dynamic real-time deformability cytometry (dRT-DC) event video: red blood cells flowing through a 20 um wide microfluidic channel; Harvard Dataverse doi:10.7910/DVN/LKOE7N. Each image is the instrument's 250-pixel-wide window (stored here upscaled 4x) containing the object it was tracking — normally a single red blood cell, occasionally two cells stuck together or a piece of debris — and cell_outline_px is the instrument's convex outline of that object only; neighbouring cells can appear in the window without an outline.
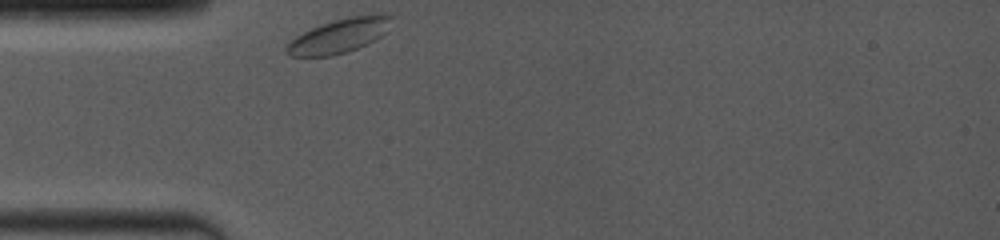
{"species": "common noctule bat (a hibernating species)", "species_latin": "Nyctalus noctula", "temperature_condition": "room temperature", "stored_images_in_passage": 4, "camera_frame_rate_fps": 4000, "um_per_image_px": 0.085, "animal": {"sex": "female", "body_mass_g": 19.0, "forearm_length_mm": 53.3}, "frame": {"image": 1, "passage_image": 1, "time_ms": 0.0, "image_size_px": [1000, 240], "cell_outline_px": [[392, 16], [384, 32], [376, 40], [368, 44], [332, 56], [292, 56], [284, 52], [284, 48], [296, 36], [320, 24], [352, 16], [376, 12]], "centroid_in_image_um": [28.82, 3.03], "position_along_channel_um": 56.2, "area_um2": 20.69}}